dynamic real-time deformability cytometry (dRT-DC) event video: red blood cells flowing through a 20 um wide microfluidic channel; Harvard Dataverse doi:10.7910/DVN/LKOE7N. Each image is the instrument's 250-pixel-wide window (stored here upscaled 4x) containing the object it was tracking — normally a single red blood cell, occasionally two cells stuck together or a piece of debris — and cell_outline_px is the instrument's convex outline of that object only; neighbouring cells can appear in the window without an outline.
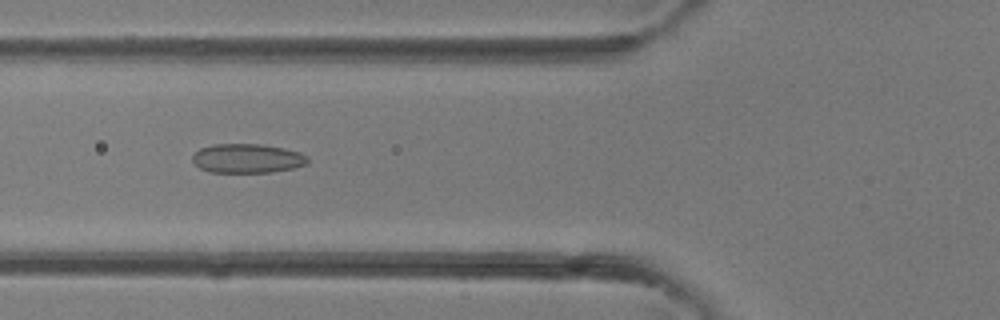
{"species": "common noctule bat (a hibernating species)", "species_latin": "Nyctalus noctula", "temperature_condition": "room temperature", "stored_images_in_passage": 39, "camera_frame_rate_fps": 3000, "um_per_image_px": 0.085, "animal": {"sex": "female"}, "frame": {"image": 1, "passage_image": 15, "time_ms": 4.667, "image_size_px": [1000, 320], "cell_outline_px": [[308, 164], [292, 168], [272, 172], [208, 172], [200, 168], [192, 160], [192, 156], [200, 148], [212, 144], [260, 144], [284, 148], [300, 152], [308, 156]], "centroid_in_image_um": [21.03, 13.46], "position_along_channel_um": 104.8, "area_um2": 19.65}}
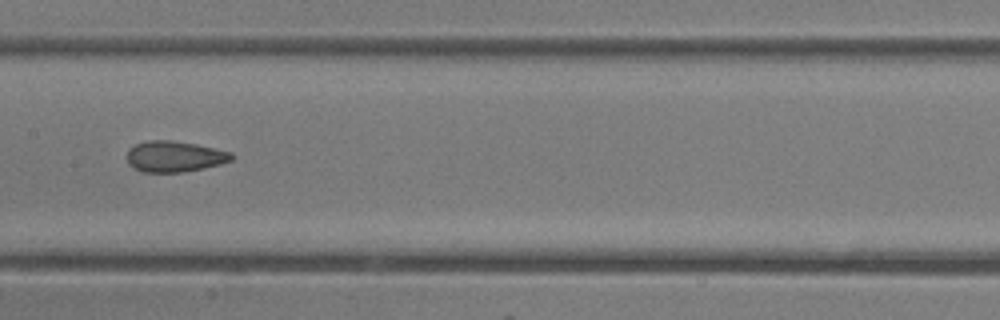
{"frame": {"image": 2, "passage_image": 20, "time_ms": 6.333, "image_size_px": [1000, 320], "cell_outline_px": [[236, 156], [232, 160], [220, 164], [204, 168], [180, 172], [144, 172], [132, 168], [128, 164], [128, 148], [136, 144], [148, 140], [172, 140], [196, 144], [232, 152]], "centroid_in_image_um": [14.84, 13.3], "position_along_channel_um": 192.6, "area_um2": 18.96}}
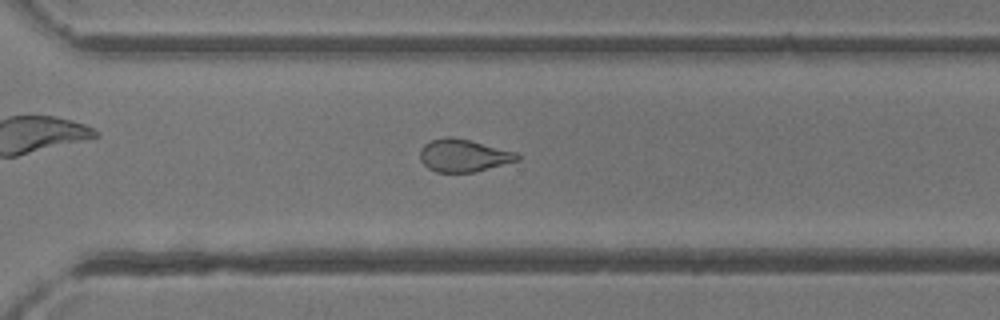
{"frame": {"image": 3, "passage_image": 28, "time_ms": 9.0, "image_size_px": [1000, 320], "cell_outline_px": [[520, 160], [476, 172], [436, 172], [428, 168], [420, 160], [420, 148], [424, 144], [432, 140], [448, 136], [452, 136], [516, 152], [520, 156]], "centroid_in_image_um": [39.39, 13.23], "position_along_channel_um": 331.2, "area_um2": 18.44}}